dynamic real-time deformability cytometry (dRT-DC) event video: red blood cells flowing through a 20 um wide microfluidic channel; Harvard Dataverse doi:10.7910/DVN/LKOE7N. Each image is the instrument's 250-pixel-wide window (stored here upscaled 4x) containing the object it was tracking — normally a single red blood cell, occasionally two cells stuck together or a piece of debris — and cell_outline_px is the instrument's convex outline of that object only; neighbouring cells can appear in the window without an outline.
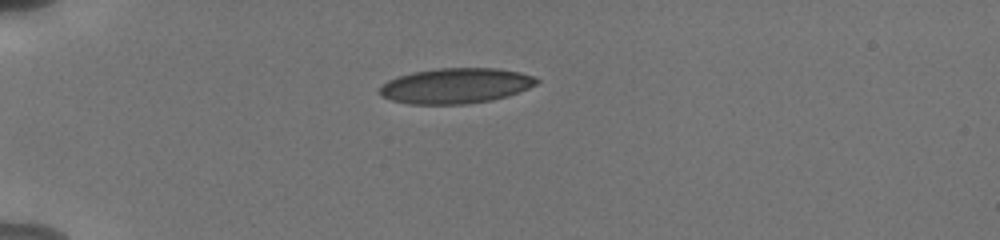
{"species": "human", "species_latin": "Homo sapiens", "temperature_condition": "cold", "stored_images_in_passage": 40, "camera_frame_rate_fps": 3000, "um_per_image_px": 0.085, "donor": {"sex": "male"}, "frame": {"image": 1, "passage_image": 1, "time_ms": 0.0, "image_size_px": [1000, 240], "cell_outline_px": [[540, 80], [536, 84], [528, 88], [508, 96], [492, 100], [464, 104], [408, 104], [392, 100], [380, 96], [380, 88], [388, 80], [396, 76], [412, 72], [440, 68], [496, 68], [520, 72], [532, 76]], "centroid_in_image_um": [38.72, 7.29], "position_along_channel_um": 46.3, "area_um2": 32.31}}
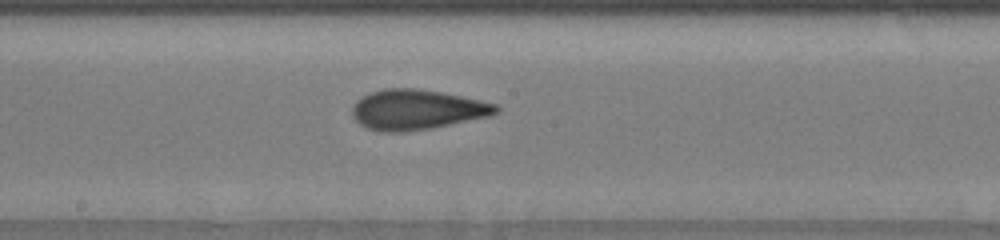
{"frame": {"image": 2, "passage_image": 17, "time_ms": 5.333, "image_size_px": [1000, 240], "cell_outline_px": [[500, 112], [488, 116], [432, 128], [404, 132], [380, 132], [368, 128], [360, 124], [352, 116], [352, 104], [360, 96], [384, 88], [416, 88], [440, 92], [480, 100], [496, 104], [500, 108]], "centroid_in_image_um": [35.39, 9.32], "position_along_channel_um": 212.8, "area_um2": 33.64}}
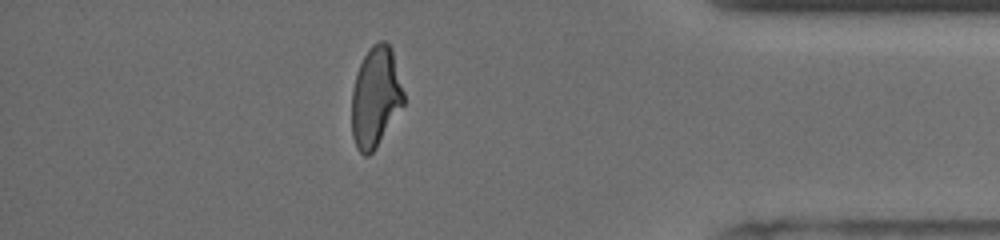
{"frame": {"image": 3, "passage_image": 34, "time_ms": 11.0, "image_size_px": [1000, 240], "cell_outline_px": [[404, 104], [376, 148], [368, 156], [364, 156], [356, 148], [352, 136], [352, 88], [356, 72], [368, 48], [372, 44], [380, 40], [384, 40], [392, 48], [404, 92]], "centroid_in_image_um": [31.92, 8.24], "position_along_channel_um": 403.3, "area_um2": 30.63}, "authors_computed_cell_mechanics": {"area_um2": 32.1946, "velocity_mm_per_s": 3.8306, "shape_relaxation_time_tau1_ms": 5.9415, "shape_relaxation_time_tau2_ms": 1.4388, "deformation_change_tau1": 0.1864, "deformation_change_tau2": 0.094}}